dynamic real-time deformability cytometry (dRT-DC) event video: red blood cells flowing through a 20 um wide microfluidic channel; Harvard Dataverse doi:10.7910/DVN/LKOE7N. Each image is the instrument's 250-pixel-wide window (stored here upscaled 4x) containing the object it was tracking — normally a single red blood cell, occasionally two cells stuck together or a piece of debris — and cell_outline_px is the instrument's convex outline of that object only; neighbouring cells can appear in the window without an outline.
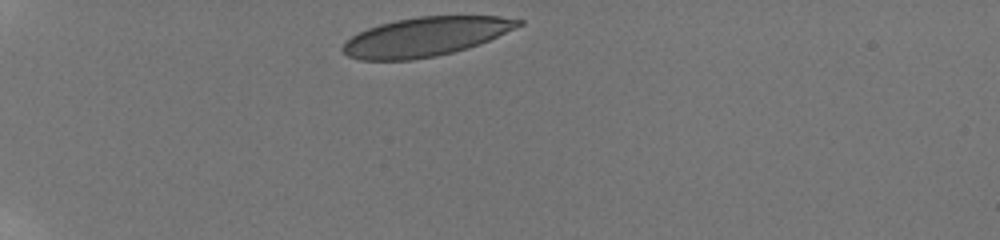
{"species": "human", "species_latin": "Homo sapiens", "temperature_condition": "room temperature", "stored_images_in_passage": 8, "camera_frame_rate_fps": 3000, "um_per_image_px": 0.085, "donor": {"sex": "male"}, "frame": {"image": 1, "passage_image": 1, "time_ms": 0.0, "image_size_px": [1000, 240], "cell_outline_px": [[524, 24], [480, 44], [468, 48], [436, 56], [412, 60], [360, 60], [348, 56], [340, 48], [344, 40], [368, 28], [380, 24], [396, 20], [420, 16], [500, 16], [524, 20]], "centroid_in_image_um": [36.16, 3.12], "position_along_channel_um": 48.8, "area_um2": 40.0}}
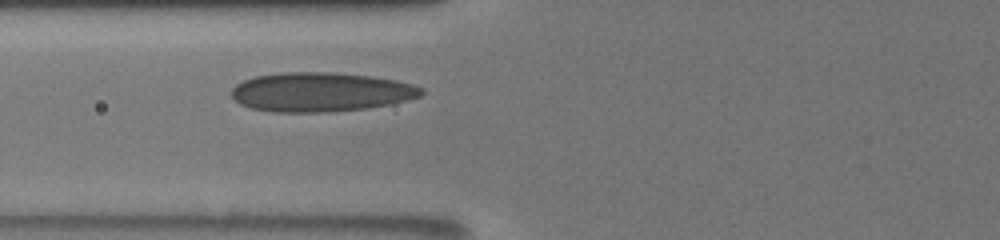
{"frame": {"image": 2, "passage_image": 5, "time_ms": 2.667, "image_size_px": [1000, 240], "cell_outline_px": [[424, 92], [420, 96], [408, 100], [392, 104], [368, 108], [328, 112], [272, 112], [252, 108], [240, 104], [232, 96], [232, 88], [236, 84], [244, 80], [256, 76], [288, 72], [328, 72], [368, 76], [396, 80], [412, 84], [424, 88]], "centroid_in_image_um": [27.28, 7.83], "position_along_channel_um": 98.5, "area_um2": 43.35}}